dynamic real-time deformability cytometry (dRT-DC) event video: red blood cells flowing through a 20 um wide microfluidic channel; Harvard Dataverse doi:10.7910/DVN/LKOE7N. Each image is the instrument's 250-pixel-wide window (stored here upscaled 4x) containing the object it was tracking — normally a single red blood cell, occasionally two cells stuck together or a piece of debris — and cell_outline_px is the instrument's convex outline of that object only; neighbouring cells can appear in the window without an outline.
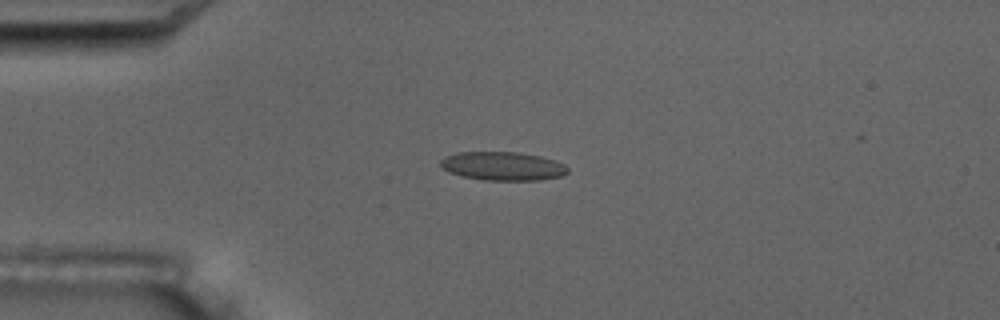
{"species": "common noctule bat (a hibernating species)", "species_latin": "Nyctalus noctula", "temperature_condition": "room temperature", "stored_images_in_passage": 6, "camera_frame_rate_fps": 3000, "um_per_image_px": 0.085, "animal": {"sex": "male", "body_mass_g": 17.5, "forearm_length_mm": 52.3}, "frame": {"image": 1, "passage_image": 4, "time_ms": 4.333, "image_size_px": [1000, 320], "cell_outline_px": [[568, 172], [560, 176], [540, 180], [484, 180], [460, 176], [448, 172], [440, 168], [440, 160], [444, 156], [460, 152], [516, 152], [540, 156], [556, 160], [564, 164], [568, 168]], "centroid_in_image_um": [42.69, 14.12], "position_along_channel_um": 42.3, "area_um2": 21.39}}